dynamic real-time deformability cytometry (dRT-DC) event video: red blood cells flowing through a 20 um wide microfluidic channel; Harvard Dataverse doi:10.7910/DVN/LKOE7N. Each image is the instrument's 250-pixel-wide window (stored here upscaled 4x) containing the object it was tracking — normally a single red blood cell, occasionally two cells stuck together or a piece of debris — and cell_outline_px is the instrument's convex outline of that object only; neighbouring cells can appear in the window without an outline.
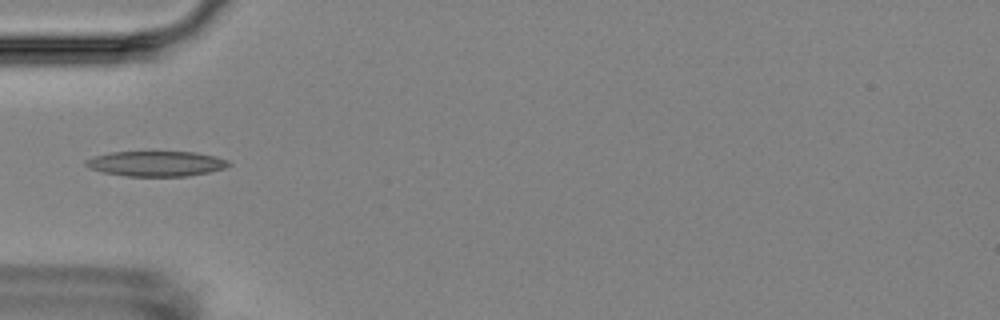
{"species": "Egyptian fruit bat (a non-hibernating species)", "species_latin": "Rousettus aegyptiacus", "temperature_condition": "room temperature", "stored_images_in_passage": 5, "camera_frame_rate_fps": 3000, "um_per_image_px": 0.085, "animal": {"sex": "female"}, "frame": {"image": 1, "passage_image": 4, "time_ms": 3.667, "image_size_px": [1000, 320], "cell_outline_px": [[232, 164], [224, 168], [208, 172], [188, 176], [124, 176], [104, 172], [88, 168], [84, 164], [84, 160], [92, 156], [108, 152], [196, 152], [216, 156], [228, 160]], "centroid_in_image_um": [13.24, 13.9], "position_along_channel_um": 71.8, "area_um2": 21.15}}